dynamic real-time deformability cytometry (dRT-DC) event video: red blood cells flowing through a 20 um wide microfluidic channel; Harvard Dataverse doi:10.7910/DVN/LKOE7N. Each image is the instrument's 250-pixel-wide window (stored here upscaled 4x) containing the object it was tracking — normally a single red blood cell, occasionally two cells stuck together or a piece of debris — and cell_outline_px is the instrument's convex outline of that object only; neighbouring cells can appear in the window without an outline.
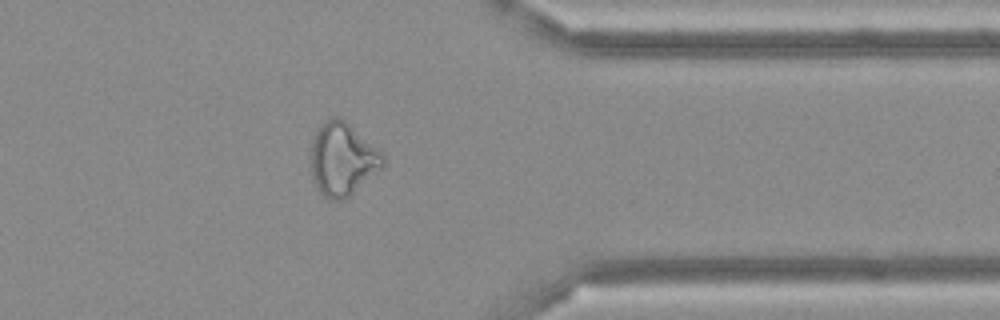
{"species": "Egyptian fruit bat (a non-hibernating species)", "species_latin": "Rousettus aegyptiacus", "temperature_condition": "cold", "stored_images_in_passage": 50, "camera_frame_rate_fps": 3000, "um_per_image_px": 0.085, "frame": {"image": 1, "passage_image": 40, "time_ms": 13.0, "image_size_px": [1000, 320], "cell_outline_px": [[384, 164], [344, 200], [328, 200], [316, 188], [312, 176], [312, 136], [324, 120], [336, 116], [344, 120], [384, 152]], "centroid_in_image_um": [29.1, 13.51], "position_along_channel_um": 382.3, "area_um2": 30.35}}
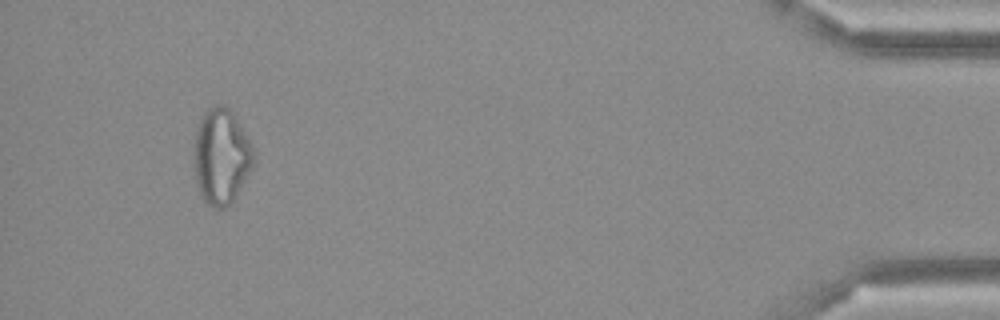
{"frame": {"image": 2, "passage_image": 47, "time_ms": 15.333, "image_size_px": [1000, 320], "cell_outline_px": [[256, 156], [244, 180], [232, 200], [224, 208], [212, 208], [200, 196], [196, 184], [192, 156], [196, 128], [204, 112], [208, 108], [216, 104], [220, 104], [228, 108], [236, 116], [252, 144]], "centroid_in_image_um": [18.77, 13.26], "position_along_channel_um": 416.4, "area_um2": 33.47}}